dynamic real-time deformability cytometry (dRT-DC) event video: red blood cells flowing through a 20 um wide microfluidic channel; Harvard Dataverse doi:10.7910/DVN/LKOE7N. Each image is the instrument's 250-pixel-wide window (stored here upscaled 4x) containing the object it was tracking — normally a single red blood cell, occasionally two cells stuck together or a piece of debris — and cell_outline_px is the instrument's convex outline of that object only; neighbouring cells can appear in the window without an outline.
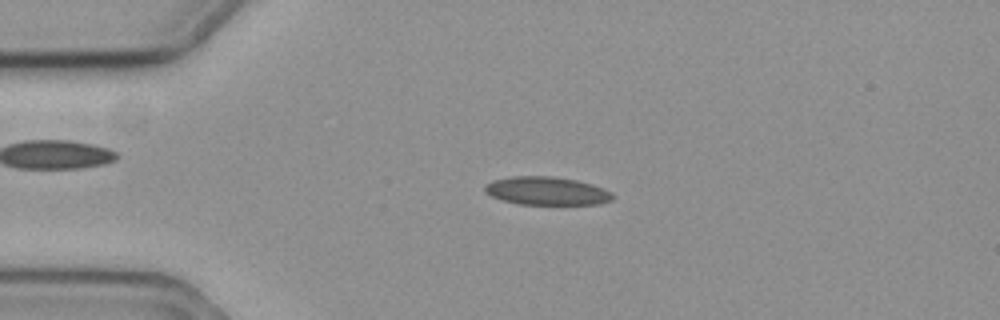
{"species": "common noctule bat (a hibernating species)", "species_latin": "Nyctalus noctula", "temperature_condition": "cold", "stored_images_in_passage": 55, "camera_frame_rate_fps": 3000, "um_per_image_px": 0.085, "animal": {"sex": "female", "body_mass_g": 19.3, "forearm_length_mm": 54.1}, "frame": {"image": 1, "passage_image": 14, "time_ms": 4.333, "image_size_px": [1000, 320], "cell_outline_px": [[612, 200], [596, 204], [516, 204], [492, 196], [484, 192], [484, 188], [492, 180], [512, 176], [552, 176], [576, 180], [592, 184], [604, 188], [612, 192]], "centroid_in_image_um": [46.47, 16.22], "position_along_channel_um": 38.5, "area_um2": 20.92}}
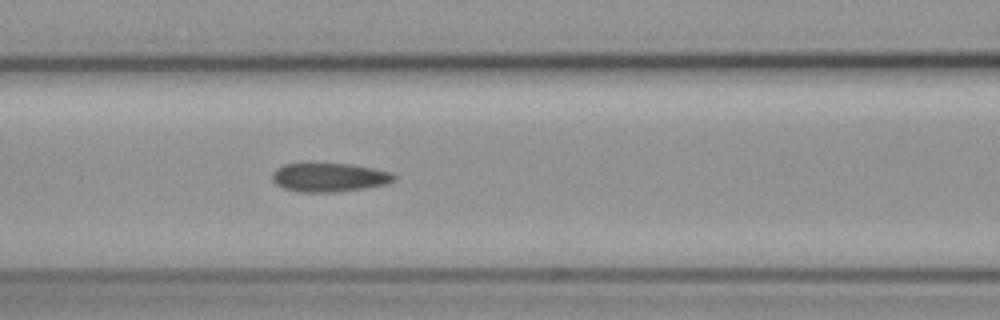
{"frame": {"image": 2, "passage_image": 25, "time_ms": 8.0, "image_size_px": [1000, 320], "cell_outline_px": [[396, 180], [388, 184], [364, 188], [336, 192], [296, 192], [284, 188], [276, 184], [272, 180], [272, 172], [276, 168], [284, 164], [304, 160], [312, 160], [352, 164], [392, 172], [396, 176]], "centroid_in_image_um": [27.93, 15.02], "position_along_channel_um": 138.7, "area_um2": 21.62}}
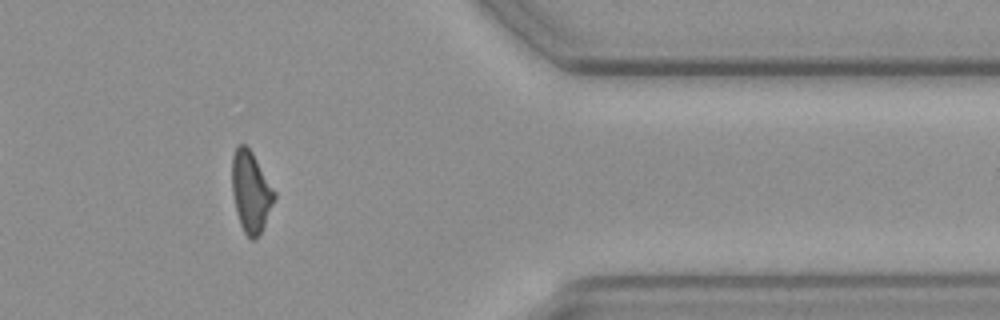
{"frame": {"image": 3, "passage_image": 48, "time_ms": 15.667, "image_size_px": [1000, 320], "cell_outline_px": [[276, 200], [260, 232], [252, 240], [244, 232], [240, 224], [236, 212], [232, 192], [232, 156], [236, 144], [244, 144], [252, 152], [276, 192]], "centroid_in_image_um": [21.32, 16.26], "position_along_channel_um": 390.1, "area_um2": 19.94}, "authors_computed_cell_mechanics": {"area_um2": 20.519, "velocity_mm_per_s": 3.5863, "shape_relaxation_time_tau1_ms": null, "shape_relaxation_time_tau2_ms": 7.7901, "deformation_change_tau1": null, "deformation_change_tau2": 0.1251}}